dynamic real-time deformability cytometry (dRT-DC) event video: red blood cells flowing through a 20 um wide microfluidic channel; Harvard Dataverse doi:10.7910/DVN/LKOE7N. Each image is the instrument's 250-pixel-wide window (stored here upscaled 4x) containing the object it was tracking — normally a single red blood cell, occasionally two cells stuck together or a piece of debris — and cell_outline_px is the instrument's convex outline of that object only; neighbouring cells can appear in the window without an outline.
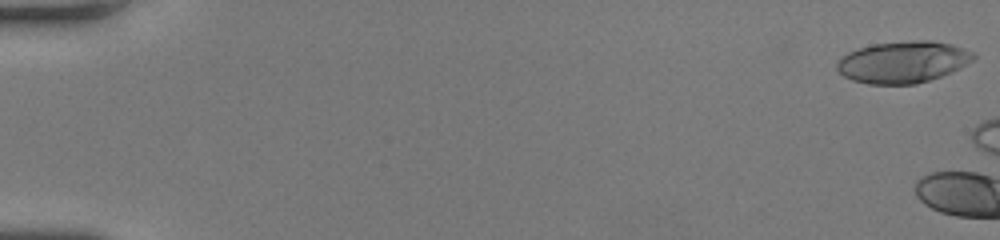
{"species": "human", "species_latin": "Homo sapiens", "temperature_condition": "room temperature", "stored_images_in_passage": 5, "camera_frame_rate_fps": 3000, "um_per_image_px": 0.085, "donor": {"sex": "female"}, "frame": {"image": 1, "passage_image": 1, "time_ms": 0.0, "image_size_px": [1000, 240], "cell_outline_px": [[976, 56], [972, 60], [960, 68], [952, 72], [916, 84], [868, 84], [852, 80], [844, 76], [836, 68], [836, 64], [848, 52], [872, 44], [912, 40], [932, 40], [952, 44], [972, 52]], "centroid_in_image_um": [76.76, 5.27], "position_along_channel_um": 8.2, "area_um2": 33.0}}